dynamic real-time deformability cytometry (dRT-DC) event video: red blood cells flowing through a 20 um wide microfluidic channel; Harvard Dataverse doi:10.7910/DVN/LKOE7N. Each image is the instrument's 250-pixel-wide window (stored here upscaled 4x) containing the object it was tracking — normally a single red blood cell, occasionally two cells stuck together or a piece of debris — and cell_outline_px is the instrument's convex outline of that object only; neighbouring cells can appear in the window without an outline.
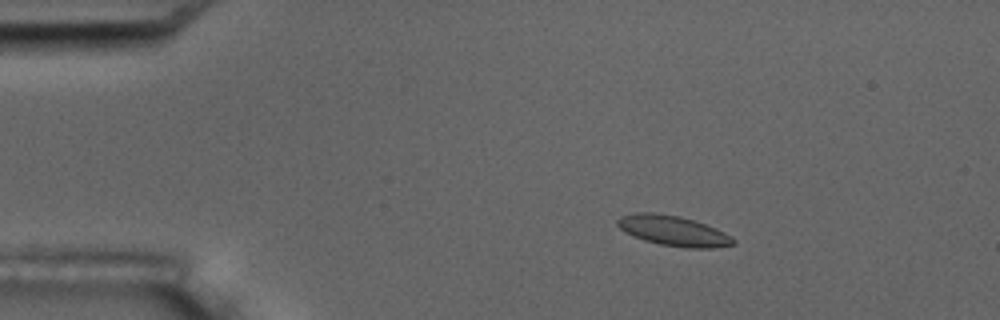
{"species": "common noctule bat (a hibernating species)", "species_latin": "Nyctalus noctula", "temperature_condition": "room temperature", "stored_images_in_passage": 5, "camera_frame_rate_fps": 3000, "um_per_image_px": 0.085, "animal": {"sex": "male", "body_mass_g": 17.5, "forearm_length_mm": 52.3}, "frame": {"image": 1, "passage_image": 3, "time_ms": 2.333, "image_size_px": [1000, 320], "cell_outline_px": [[736, 244], [712, 248], [688, 248], [660, 244], [644, 240], [624, 232], [616, 224], [616, 220], [620, 216], [632, 212], [652, 212], [680, 216], [716, 228], [724, 232], [736, 240]], "centroid_in_image_um": [57.2, 19.61], "position_along_channel_um": 27.8, "area_um2": 20.4}}